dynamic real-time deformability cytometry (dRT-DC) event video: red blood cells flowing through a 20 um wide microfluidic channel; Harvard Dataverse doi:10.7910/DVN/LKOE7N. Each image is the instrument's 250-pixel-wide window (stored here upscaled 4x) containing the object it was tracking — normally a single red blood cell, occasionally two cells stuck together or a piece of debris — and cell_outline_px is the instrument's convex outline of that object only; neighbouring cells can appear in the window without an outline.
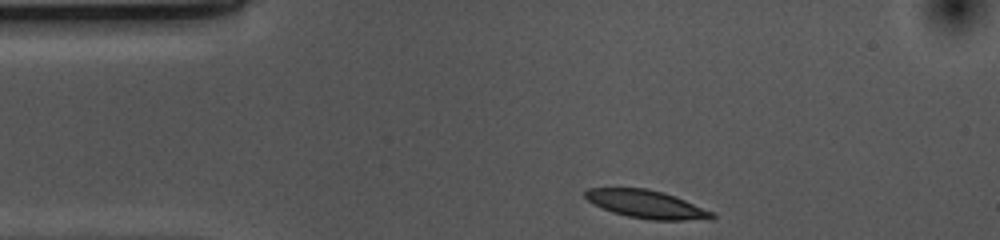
{"species": "common noctule bat (a hibernating species)", "species_latin": "Nyctalus noctula", "temperature_condition": "cold", "stored_images_in_passage": 34, "camera_frame_rate_fps": 3000, "um_per_image_px": 0.085, "animal": {"sex": "female", "body_mass_g": 10.0, "forearm_length_mm": 53.1}, "frame": {"image": 1, "passage_image": 1, "time_ms": 0.0, "image_size_px": [1000, 240], "cell_outline_px": [[716, 216], [712, 220], [652, 220], [628, 216], [612, 212], [588, 200], [584, 196], [584, 192], [588, 188], [648, 188], [664, 192], [676, 196], [712, 212]], "centroid_in_image_um": [54.99, 17.36], "position_along_channel_um": 30.0, "area_um2": 20.63}}
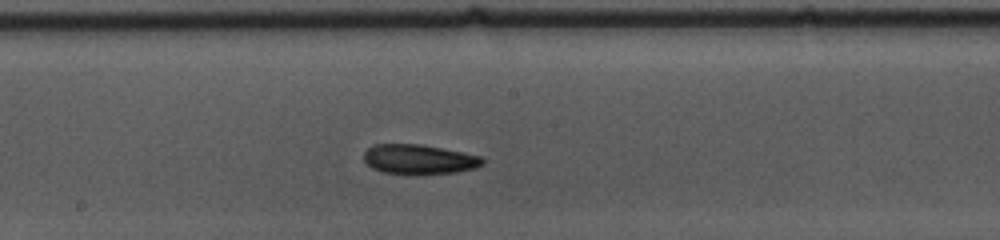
{"frame": {"image": 2, "passage_image": 19, "time_ms": 6.0, "image_size_px": [1000, 240], "cell_outline_px": [[484, 164], [476, 168], [456, 172], [416, 176], [408, 176], [384, 172], [372, 168], [364, 160], [364, 152], [368, 148], [376, 144], [420, 144], [464, 152], [480, 156], [484, 160]], "centroid_in_image_um": [35.63, 13.57], "position_along_channel_um": 212.6, "area_um2": 21.04}}
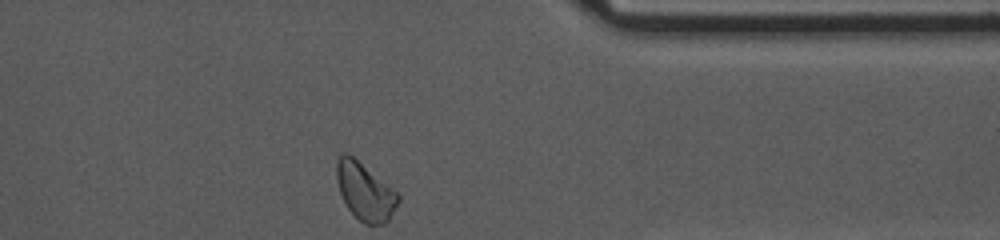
{"frame": {"image": 3, "passage_image": 34, "time_ms": 11.0, "image_size_px": [1000, 240], "cell_outline_px": [[400, 200], [388, 220], [384, 224], [364, 224], [348, 208], [340, 192], [336, 180], [336, 160], [344, 152], [348, 152], [396, 192], [400, 196]], "centroid_in_image_um": [31.0, 16.26], "position_along_channel_um": 380.4, "area_um2": 20.23}, "authors_computed_cell_mechanics": {"area_um2": 20.519, "velocity_mm_per_s": 3.6544, "shape_relaxation_time_tau1_ms": 4.4551, "shape_relaxation_time_tau2_ms": null, "deformation_change_tau1": 0.0981, "deformation_change_tau2": null}}